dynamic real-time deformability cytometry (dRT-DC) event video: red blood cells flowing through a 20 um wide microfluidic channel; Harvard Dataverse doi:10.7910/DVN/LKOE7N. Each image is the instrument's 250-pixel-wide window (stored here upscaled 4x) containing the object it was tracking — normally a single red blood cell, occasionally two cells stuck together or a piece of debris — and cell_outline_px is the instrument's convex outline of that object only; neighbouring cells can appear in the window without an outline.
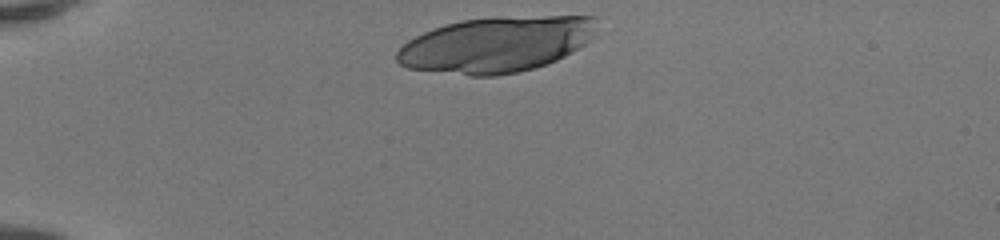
{"species": "human", "species_latin": "Homo sapiens", "temperature_condition": "room temperature", "stored_images_in_passage": 32, "camera_frame_rate_fps": 3000, "um_per_image_px": 0.085, "donor": {"sex": "female"}, "frame": {"image": 1, "passage_image": 1, "time_ms": 0.0, "image_size_px": [1000, 240], "cell_outline_px": [[600, 16], [592, 40], [564, 56], [556, 60], [520, 72], [496, 76], [472, 76], [408, 68], [400, 64], [396, 60], [396, 52], [408, 40], [432, 28], [460, 20], [544, 16]], "centroid_in_image_um": [42.2, 3.79], "position_along_channel_um": 42.8, "area_um2": 64.62}}